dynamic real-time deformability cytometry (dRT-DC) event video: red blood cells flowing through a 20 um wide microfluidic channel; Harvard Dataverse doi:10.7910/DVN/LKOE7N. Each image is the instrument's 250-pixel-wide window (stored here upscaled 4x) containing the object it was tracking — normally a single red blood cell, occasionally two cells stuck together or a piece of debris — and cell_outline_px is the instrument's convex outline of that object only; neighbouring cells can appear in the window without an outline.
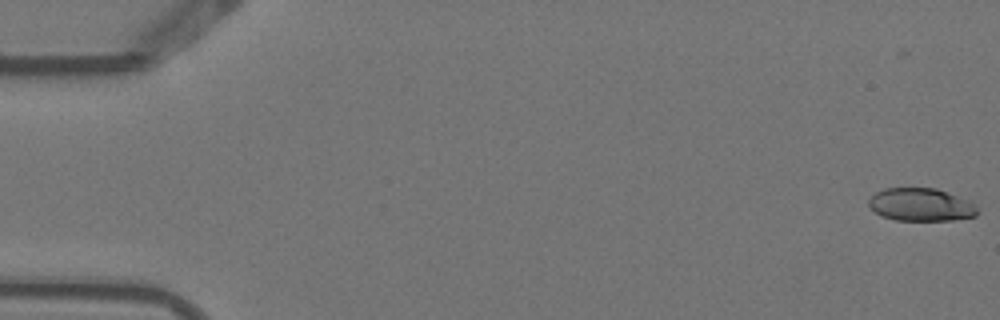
{"species": "Egyptian fruit bat (a non-hibernating species)", "species_latin": "Rousettus aegyptiacus", "temperature_condition": "warm", "stored_images_in_passage": 5, "camera_frame_rate_fps": 3000, "um_per_image_px": 0.085, "animal": {"sex": "female"}, "frame": {"image": 1, "passage_image": 1, "time_ms": 0.0, "image_size_px": [1000, 320], "cell_outline_px": [[976, 216], [952, 220], [896, 220], [884, 216], [876, 212], [868, 204], [868, 200], [876, 192], [884, 188], [936, 188], [956, 196], [972, 204], [976, 208]], "centroid_in_image_um": [78.23, 17.39], "position_along_channel_um": 6.8, "area_um2": 20.35}}
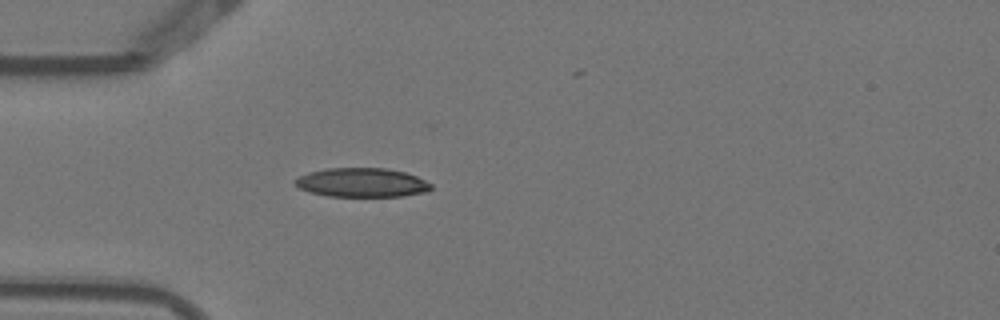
{"frame": {"image": 2, "passage_image": 5, "time_ms": 1.333, "image_size_px": [1000, 320], "cell_outline_px": [[432, 188], [428, 192], [404, 196], [328, 196], [308, 192], [292, 184], [292, 180], [308, 172], [328, 168], [384, 168], [404, 172], [416, 176], [432, 184]], "centroid_in_image_um": [30.73, 15.52], "position_along_channel_um": 54.3, "area_um2": 23.18}}